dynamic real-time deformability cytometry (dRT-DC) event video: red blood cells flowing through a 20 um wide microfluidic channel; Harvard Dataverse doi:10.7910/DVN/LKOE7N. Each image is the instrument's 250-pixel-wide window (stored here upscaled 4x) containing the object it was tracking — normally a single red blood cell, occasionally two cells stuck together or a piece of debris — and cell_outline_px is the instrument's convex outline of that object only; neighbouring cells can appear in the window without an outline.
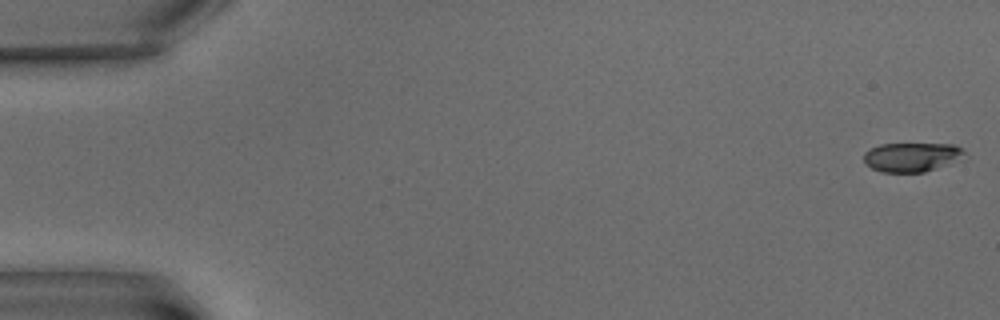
{"species": "common noctule bat (a hibernating species)", "species_latin": "Nyctalus noctula", "temperature_condition": "warm", "stored_images_in_passage": 7, "camera_frame_rate_fps": 3000, "um_per_image_px": 0.085, "animal": {"sex": "male", "body_mass_g": 15.6}, "frame": {"image": 1, "passage_image": 1, "time_ms": 0.0, "image_size_px": [1000, 320], "cell_outline_px": [[968, 156], [936, 168], [924, 172], [880, 172], [872, 168], [864, 160], [864, 152], [880, 144], [952, 144], [960, 148]], "centroid_in_image_um": [77.5, 13.35], "position_along_channel_um": 7.5, "area_um2": 16.94}}
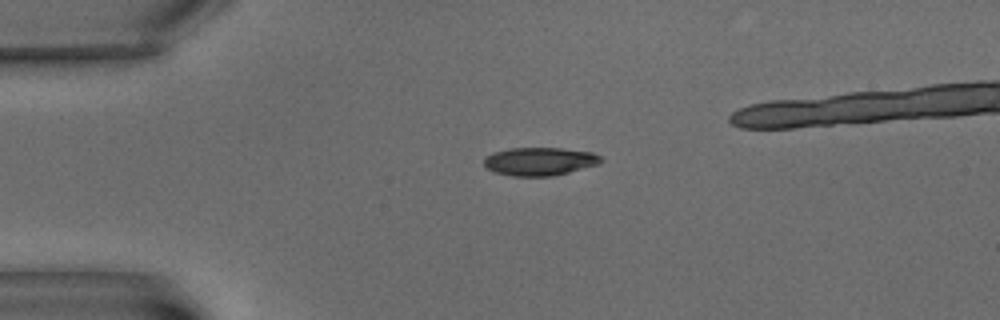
{"frame": {"image": 2, "passage_image": 5, "time_ms": 5.0, "image_size_px": [1000, 320], "cell_outline_px": [[604, 160], [600, 164], [552, 176], [512, 176], [492, 172], [484, 164], [484, 156], [492, 152], [508, 148], [560, 148], [592, 152], [600, 156]], "centroid_in_image_um": [45.85, 13.71], "position_along_channel_um": 39.2, "area_um2": 19.36}}